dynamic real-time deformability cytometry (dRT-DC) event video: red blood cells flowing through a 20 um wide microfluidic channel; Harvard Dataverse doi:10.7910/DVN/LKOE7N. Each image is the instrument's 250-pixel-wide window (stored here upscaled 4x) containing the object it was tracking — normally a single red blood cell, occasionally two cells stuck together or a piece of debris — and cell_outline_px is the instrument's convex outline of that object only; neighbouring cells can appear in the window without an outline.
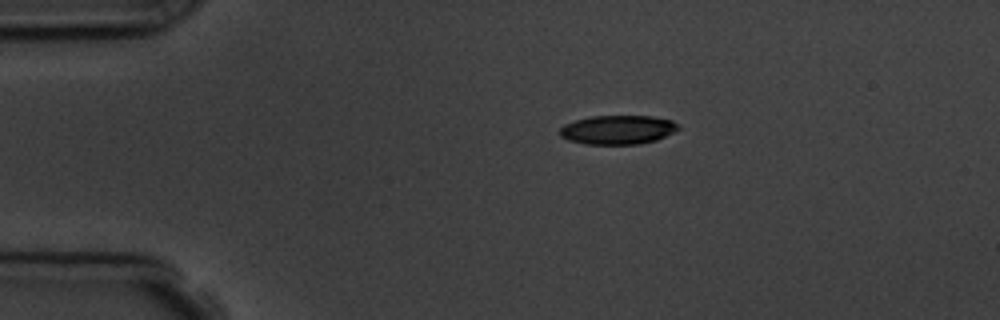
{"species": "common noctule bat (a hibernating species)", "species_latin": "Nyctalus noctula", "temperature_condition": "room temperature", "stored_images_in_passage": 4, "camera_frame_rate_fps": 3000, "um_per_image_px": 0.085, "animal": {"sex": "male", "body_mass_g": 19.5, "forearm_length_mm": 54.6}, "frame": {"image": 1, "passage_image": 1, "time_ms": 0.0, "image_size_px": [1000, 320], "cell_outline_px": [[680, 128], [656, 140], [640, 144], [584, 144], [568, 140], [560, 136], [560, 128], [564, 124], [576, 120], [592, 116], [652, 116], [672, 120]], "centroid_in_image_um": [52.48, 11.03], "position_along_channel_um": 32.5, "area_um2": 19.94}}
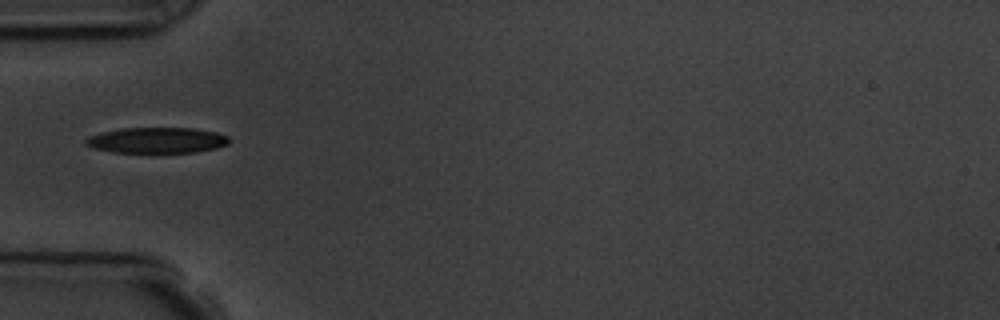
{"frame": {"image": 2, "passage_image": 3, "time_ms": 2.333, "image_size_px": [1000, 320], "cell_outline_px": [[228, 144], [216, 148], [196, 152], [156, 156], [112, 152], [92, 148], [84, 144], [84, 140], [88, 136], [100, 132], [120, 128], [192, 128], [216, 132], [228, 136]], "centroid_in_image_um": [13.27, 11.98], "position_along_channel_um": 71.7, "area_um2": 22.77}}